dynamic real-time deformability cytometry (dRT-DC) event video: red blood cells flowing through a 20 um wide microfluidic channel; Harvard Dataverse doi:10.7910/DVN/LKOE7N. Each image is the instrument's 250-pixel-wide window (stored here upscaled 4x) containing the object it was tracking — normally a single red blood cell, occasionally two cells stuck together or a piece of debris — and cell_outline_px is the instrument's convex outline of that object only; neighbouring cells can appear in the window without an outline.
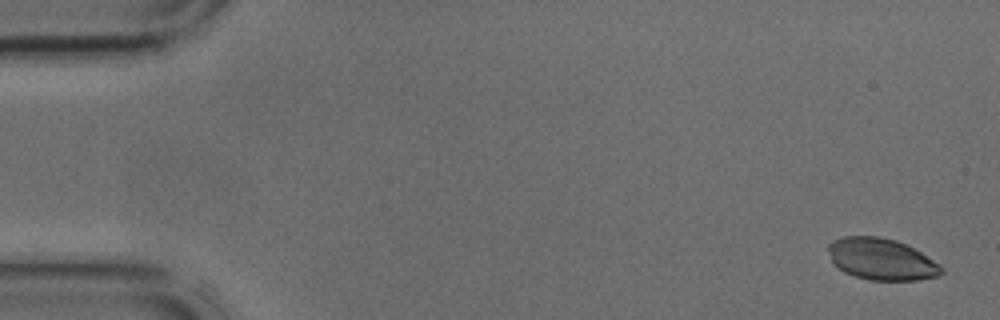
{"species": "common noctule bat (a hibernating species)", "species_latin": "Nyctalus noctula", "temperature_condition": "cold", "stored_images_in_passage": 42, "camera_frame_rate_fps": 3000, "um_per_image_px": 0.085, "animal": {"sex": "male", "body_mass_g": 17.9, "forearm_length_mm": 54.2}, "frame": {"image": 1, "passage_image": 1, "time_ms": 0.0, "image_size_px": [1000, 320], "cell_outline_px": [[944, 272], [936, 276], [916, 280], [868, 280], [844, 272], [832, 264], [828, 248], [828, 244], [832, 240], [844, 236], [880, 236], [896, 240], [920, 252], [940, 264]], "centroid_in_image_um": [74.88, 22.03], "position_along_channel_um": 10.1, "area_um2": 27.4}}
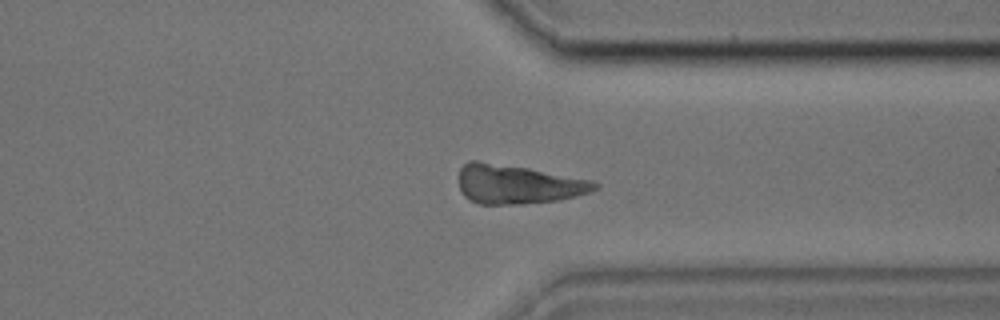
{"frame": {"image": 2, "passage_image": 32, "time_ms": 10.333, "image_size_px": [1000, 320], "cell_outline_px": [[600, 188], [588, 192], [560, 200], [520, 204], [476, 204], [468, 200], [464, 196], [460, 188], [460, 168], [468, 160], [476, 160], [528, 168], [592, 180], [600, 184]], "centroid_in_image_um": [44.0, 15.67], "position_along_channel_um": 367.4, "area_um2": 30.98}}
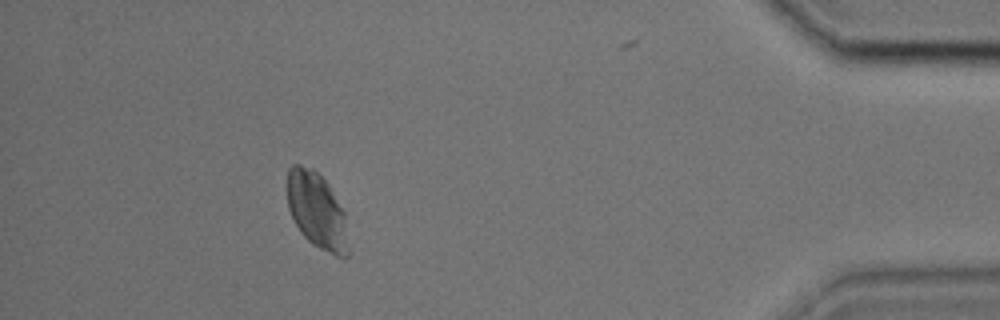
{"frame": {"image": 3, "passage_image": 38, "time_ms": 12.333, "image_size_px": [1000, 320], "cell_outline_px": [[348, 256], [336, 256], [312, 244], [300, 232], [288, 208], [288, 168], [292, 164], [300, 164], [312, 168], [328, 184], [344, 212], [348, 252]], "centroid_in_image_um": [26.91, 17.88], "position_along_channel_um": 408.3, "area_um2": 26.65}}